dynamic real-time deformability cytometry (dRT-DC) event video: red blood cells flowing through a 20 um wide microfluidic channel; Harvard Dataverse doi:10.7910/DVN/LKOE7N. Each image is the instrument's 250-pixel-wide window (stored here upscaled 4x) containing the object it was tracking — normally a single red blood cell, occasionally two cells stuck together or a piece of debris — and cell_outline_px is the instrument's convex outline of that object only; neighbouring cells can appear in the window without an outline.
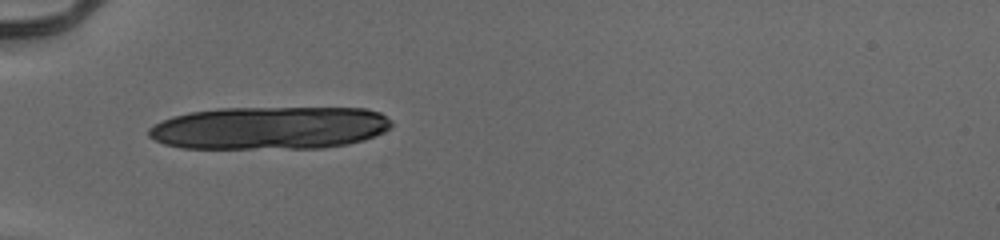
{"species": "human", "species_latin": "Homo sapiens", "temperature_condition": "cold", "stored_images_in_passage": 35, "camera_frame_rate_fps": 3000, "um_per_image_px": 0.085, "donor": {"sex": "male"}, "frame": {"image": 1, "passage_image": 1, "time_ms": 0.0, "image_size_px": [1000, 240], "cell_outline_px": [[392, 124], [384, 132], [364, 140], [348, 144], [324, 148], [180, 148], [164, 144], [148, 136], [148, 128], [172, 116], [188, 112], [220, 108], [364, 108], [380, 112], [392, 120]], "centroid_in_image_um": [22.93, 10.87], "position_along_channel_um": 62.1, "area_um2": 60.92}}